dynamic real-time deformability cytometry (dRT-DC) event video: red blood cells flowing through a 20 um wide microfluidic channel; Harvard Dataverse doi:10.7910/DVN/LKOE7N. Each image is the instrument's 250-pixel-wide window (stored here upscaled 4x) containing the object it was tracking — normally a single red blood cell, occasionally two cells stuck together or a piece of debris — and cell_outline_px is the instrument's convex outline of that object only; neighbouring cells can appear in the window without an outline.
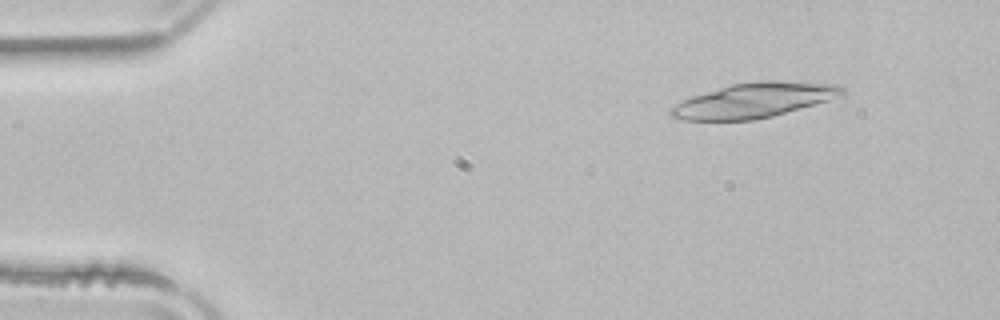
{"species": "common noctule bat (a hibernating species)", "species_latin": "Nyctalus noctula", "temperature_condition": "room temperature", "stored_images_in_passage": 3, "camera_frame_rate_fps": 3000, "um_per_image_px": 0.085, "animal": {"sex": "male", "body_mass_g": 21.5, "forearm_length_mm": 52.0}, "frame": {"image": 1, "passage_image": 1, "time_ms": 0.0, "image_size_px": [1000, 320], "cell_outline_px": [[848, 92], [844, 96], [772, 116], [752, 120], [684, 120], [672, 116], [668, 112], [668, 108], [692, 96], [732, 84], [760, 80], [776, 80], [840, 84]], "centroid_in_image_um": [64.17, 8.51], "position_along_channel_um": 20.8, "area_um2": 34.85}}